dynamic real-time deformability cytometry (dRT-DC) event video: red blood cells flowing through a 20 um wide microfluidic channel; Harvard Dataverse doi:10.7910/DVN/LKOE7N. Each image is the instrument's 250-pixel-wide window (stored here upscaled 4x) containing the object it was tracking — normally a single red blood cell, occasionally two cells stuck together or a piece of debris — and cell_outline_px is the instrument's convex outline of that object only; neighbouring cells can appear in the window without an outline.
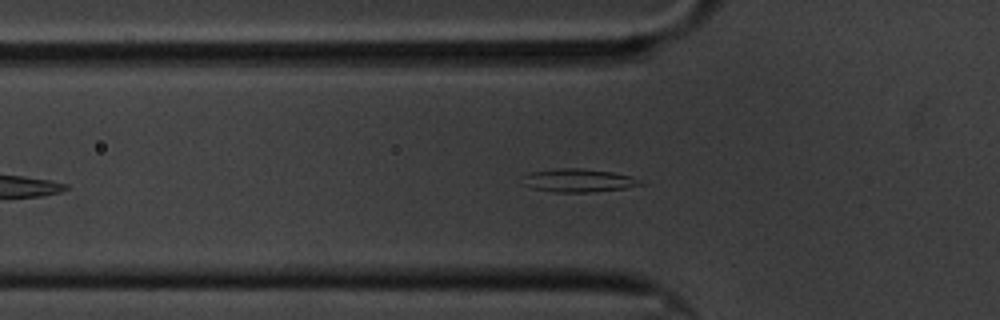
{"species": "common noctule bat (a hibernating species)", "species_latin": "Nyctalus noctula", "temperature_condition": "cold", "stored_images_in_passage": 48, "camera_frame_rate_fps": 3000, "um_per_image_px": 0.085, "animal": {"sex": "male", "body_mass_g": 20.1, "forearm_length_mm": 53.5}, "frame": {"image": 1, "passage_image": 11, "time_ms": 3.333, "image_size_px": [1000, 320], "cell_outline_px": [[644, 184], [624, 188], [592, 192], [556, 192], [532, 188], [524, 184], [520, 176], [528, 172], [560, 168], [580, 168], [612, 172], [632, 176]], "centroid_in_image_um": [49.1, 15.33], "position_along_channel_um": 76.7, "area_um2": 15.95}}
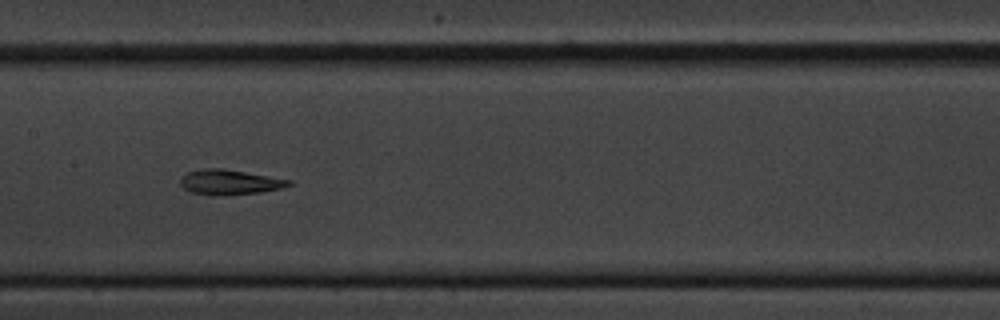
{"frame": {"image": 2, "passage_image": 21, "time_ms": 6.667, "image_size_px": [1000, 320], "cell_outline_px": [[292, 184], [284, 188], [260, 192], [224, 196], [212, 196], [192, 192], [184, 188], [180, 184], [180, 176], [188, 172], [204, 168], [224, 168], [292, 180]], "centroid_in_image_um": [19.52, 15.49], "position_along_channel_um": 187.9, "area_um2": 16.07}}
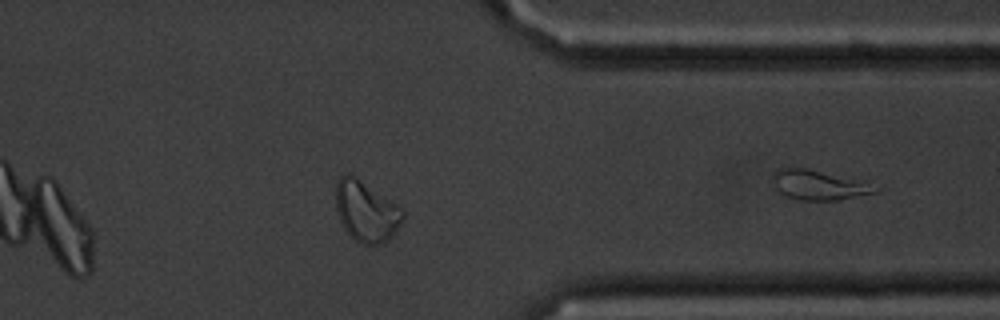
{"frame": {"image": 3, "passage_image": 35, "time_ms": 11.333, "image_size_px": [1000, 320], "cell_outline_px": [[404, 216], [396, 232], [392, 236], [380, 244], [364, 244], [356, 240], [344, 228], [340, 220], [336, 208], [336, 180], [340, 176], [348, 172], [396, 204], [404, 212]], "centroid_in_image_um": [31.11, 17.95], "position_along_channel_um": 380.3, "area_um2": 23.24}, "authors_computed_cell_mechanics": {"area_um2": 16.7909, "velocity_mm_per_s": 3.3239, "shape_relaxation_time_tau1_ms": null, "shape_relaxation_time_tau2_ms": 3.7081, "deformation_change_tau1": null, "deformation_change_tau2": 0.1189}}